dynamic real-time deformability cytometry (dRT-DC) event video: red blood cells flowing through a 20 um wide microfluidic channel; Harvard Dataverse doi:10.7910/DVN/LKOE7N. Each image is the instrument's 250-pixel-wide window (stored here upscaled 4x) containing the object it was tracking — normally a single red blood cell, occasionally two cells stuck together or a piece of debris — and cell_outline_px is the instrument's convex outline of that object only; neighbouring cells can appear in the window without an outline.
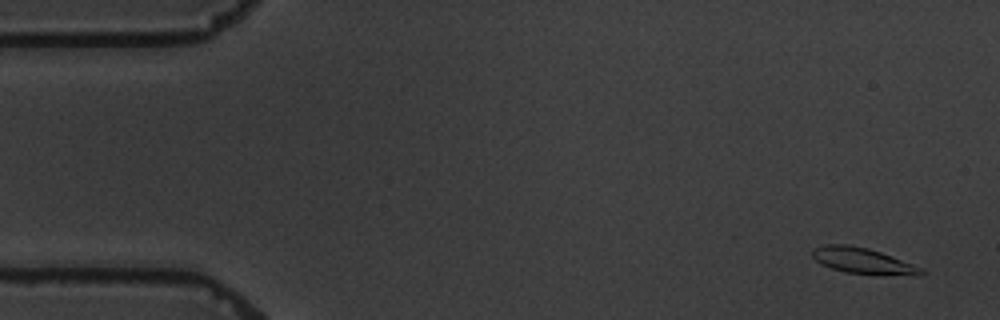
{"species": "common noctule bat (a hibernating species)", "species_latin": "Nyctalus noctula", "temperature_condition": "warm", "stored_images_in_passage": 6, "camera_frame_rate_fps": 3000, "um_per_image_px": 0.085, "animal": {"sex": "male", "body_mass_g": 19.5, "forearm_length_mm": 54.6}, "frame": {"image": 1, "passage_image": 1, "time_ms": 0.0, "image_size_px": [1000, 320], "cell_outline_px": [[924, 276], [916, 276], [844, 272], [820, 264], [812, 256], [812, 248], [824, 244], [848, 244], [868, 248], [892, 256], [924, 268]], "centroid_in_image_um": [73.36, 22.16], "position_along_channel_um": 11.6, "area_um2": 16.53}}
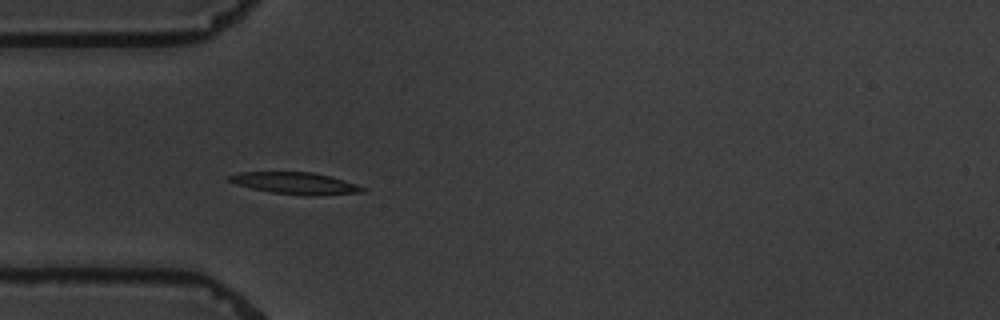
{"frame": {"image": 2, "passage_image": 5, "time_ms": 4.667, "image_size_px": [1000, 320], "cell_outline_px": [[368, 188], [364, 192], [312, 196], [308, 196], [272, 192], [252, 188], [236, 184], [228, 180], [228, 176], [236, 172], [312, 172], [328, 176], [356, 184]], "centroid_in_image_um": [25.11, 15.58], "position_along_channel_um": 59.9, "area_um2": 16.82}}
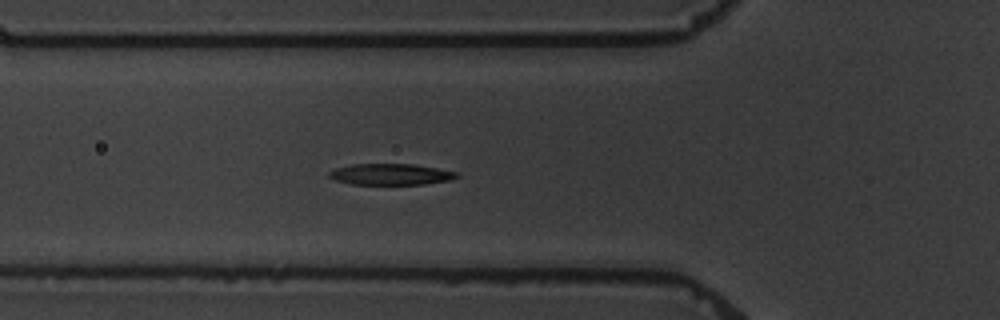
{"frame": {"image": 3, "passage_image": 6, "time_ms": 5.667, "image_size_px": [1000, 320], "cell_outline_px": [[460, 176], [452, 180], [424, 184], [352, 184], [336, 180], [328, 176], [328, 172], [336, 168], [352, 164], [412, 164], [460, 172]], "centroid_in_image_um": [33.26, 14.81], "position_along_channel_um": 92.5, "area_um2": 15.78}}